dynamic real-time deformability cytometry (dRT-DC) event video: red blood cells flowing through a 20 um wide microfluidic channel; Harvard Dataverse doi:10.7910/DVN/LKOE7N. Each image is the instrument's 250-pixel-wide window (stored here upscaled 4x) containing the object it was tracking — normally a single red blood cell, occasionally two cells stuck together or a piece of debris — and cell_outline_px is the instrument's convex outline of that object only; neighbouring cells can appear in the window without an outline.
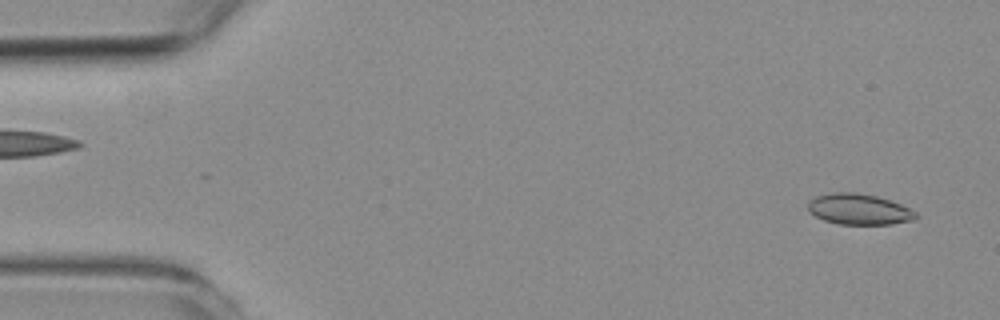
{"species": "common noctule bat (a hibernating species)", "species_latin": "Nyctalus noctula", "temperature_condition": "room temperature", "stored_images_in_passage": 55, "camera_frame_rate_fps": 3000, "um_per_image_px": 0.085, "animal": {"sex": "female", "body_mass_g": 19.3, "forearm_length_mm": 54.1}, "frame": {"image": 1, "passage_image": 2, "time_ms": 0.333, "image_size_px": [1000, 320], "cell_outline_px": [[920, 216], [912, 220], [892, 224], [840, 224], [824, 220], [808, 212], [808, 200], [816, 196], [832, 192], [856, 192], [876, 196], [892, 200], [916, 212]], "centroid_in_image_um": [73.0, 17.78], "position_along_channel_um": 12.0, "area_um2": 19.48}}
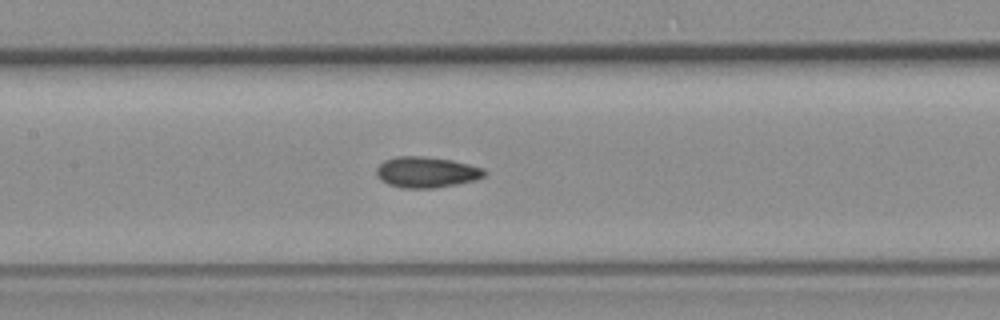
{"frame": {"image": 2, "passage_image": 25, "time_ms": 8.0, "image_size_px": [1000, 320], "cell_outline_px": [[488, 172], [484, 176], [476, 180], [456, 184], [432, 188], [404, 188], [388, 184], [380, 180], [376, 176], [376, 168], [384, 160], [396, 156], [420, 156], [452, 160], [484, 168]], "centroid_in_image_um": [36.24, 14.63], "position_along_channel_um": 171.2, "area_um2": 19.48}}
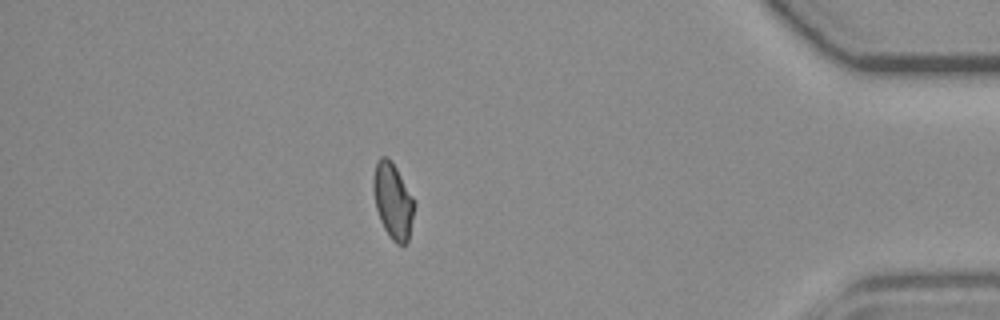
{"frame": {"image": 3, "passage_image": 48, "time_ms": 15.667, "image_size_px": [1000, 320], "cell_outline_px": [[416, 204], [408, 240], [404, 244], [396, 244], [392, 240], [384, 228], [380, 220], [376, 208], [372, 188], [372, 180], [376, 160], [380, 156], [388, 156], [392, 160], [412, 196]], "centroid_in_image_um": [33.38, 17.03], "position_along_channel_um": 401.8, "area_um2": 18.26}, "authors_computed_cell_mechanics": {"area_um2": 18.8428, "velocity_mm_per_s": 3.6211, "shape_relaxation_time_tau1_ms": null, "shape_relaxation_time_tau2_ms": 2.7249, "deformation_change_tau1": null, "deformation_change_tau2": 0.0643}}